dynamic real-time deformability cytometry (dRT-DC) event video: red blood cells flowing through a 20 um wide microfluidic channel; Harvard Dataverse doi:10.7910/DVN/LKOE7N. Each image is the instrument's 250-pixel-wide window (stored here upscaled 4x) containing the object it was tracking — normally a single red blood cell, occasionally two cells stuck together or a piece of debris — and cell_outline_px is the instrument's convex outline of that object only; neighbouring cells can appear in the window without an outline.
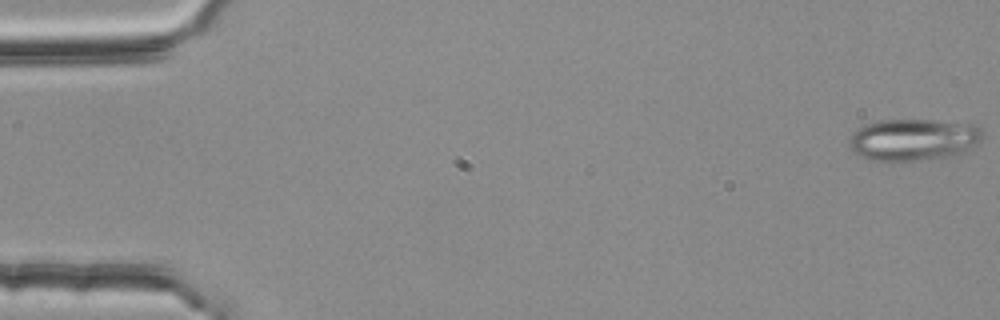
{"species": "common noctule bat (a hibernating species)", "species_latin": "Nyctalus noctula", "temperature_condition": "room temperature", "stored_images_in_passage": 15, "camera_frame_rate_fps": 3000, "um_per_image_px": 0.085, "animal": {"sex": "female", "body_mass_g": 25.1}, "frame": {"image": 1, "passage_image": 1, "time_ms": 0.0, "image_size_px": [1000, 320], "cell_outline_px": [[984, 136], [972, 148], [964, 152], [948, 156], [912, 160], [872, 160], [856, 156], [852, 152], [848, 144], [848, 140], [852, 132], [864, 124], [880, 120], [932, 120], [972, 124], [980, 128]], "centroid_in_image_um": [77.58, 11.86], "position_along_channel_um": 7.4, "area_um2": 32.54}}